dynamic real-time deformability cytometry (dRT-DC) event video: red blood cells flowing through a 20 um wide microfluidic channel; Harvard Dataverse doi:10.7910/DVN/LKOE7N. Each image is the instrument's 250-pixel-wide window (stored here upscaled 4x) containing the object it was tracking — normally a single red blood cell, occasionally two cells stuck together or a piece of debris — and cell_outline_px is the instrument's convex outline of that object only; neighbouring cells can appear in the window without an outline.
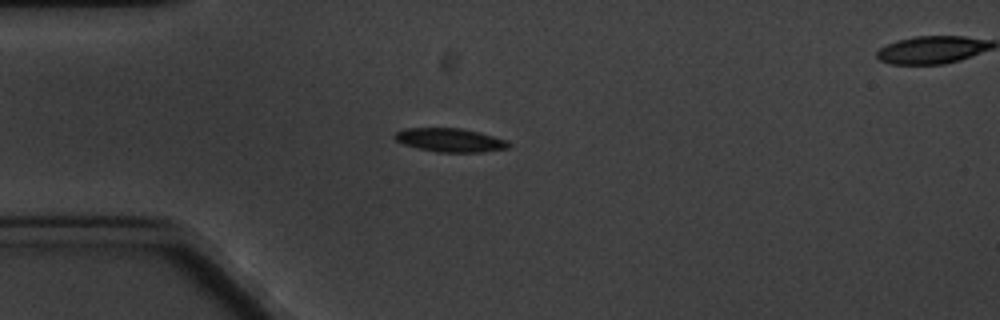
{"species": "common noctule bat (a hibernating species)", "species_latin": "Nyctalus noctula", "temperature_condition": "cold", "stored_images_in_passage": 5, "camera_frame_rate_fps": 3000, "um_per_image_px": 0.085, "animal": {"sex": "male", "body_mass_g": 20.1, "forearm_length_mm": 53.5}, "frame": {"image": 1, "passage_image": 4, "time_ms": 3.333, "image_size_px": [1000, 320], "cell_outline_px": [[512, 144], [508, 148], [480, 152], [436, 152], [404, 144], [396, 140], [392, 136], [396, 132], [404, 128], [460, 128], [480, 132], [508, 140]], "centroid_in_image_um": [38.28, 11.9], "position_along_channel_um": 46.7, "area_um2": 15.72}}